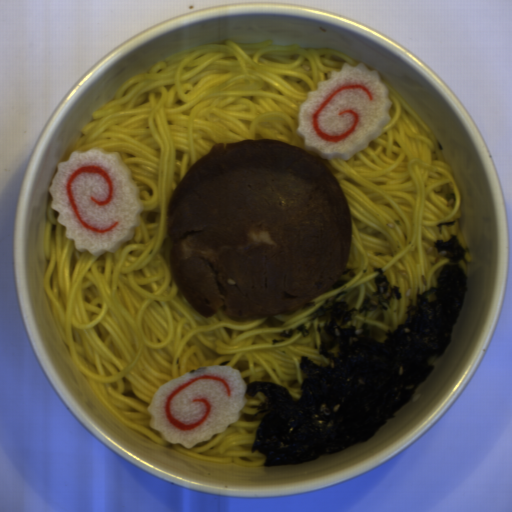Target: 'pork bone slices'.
<instances>
[{
  "label": "pork bone slices",
  "mask_w": 512,
  "mask_h": 512,
  "mask_svg": "<svg viewBox=\"0 0 512 512\" xmlns=\"http://www.w3.org/2000/svg\"><path fill=\"white\" fill-rule=\"evenodd\" d=\"M350 206L329 164L273 139L213 143L171 192L168 269L203 317L294 312L343 279Z\"/></svg>",
  "instance_id": "1"
}]
</instances>
